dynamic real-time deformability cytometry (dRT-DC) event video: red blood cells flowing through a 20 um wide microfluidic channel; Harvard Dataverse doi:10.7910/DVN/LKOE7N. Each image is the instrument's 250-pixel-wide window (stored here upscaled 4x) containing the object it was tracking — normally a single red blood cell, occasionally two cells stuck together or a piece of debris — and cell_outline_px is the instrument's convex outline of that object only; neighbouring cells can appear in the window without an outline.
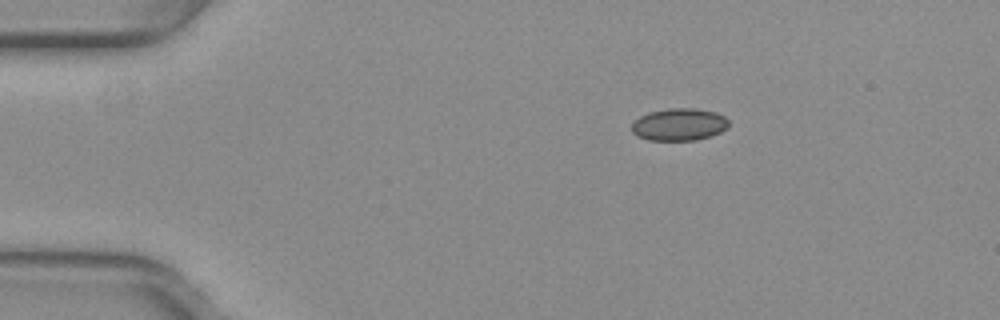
{"species": "common noctule bat (a hibernating species)", "species_latin": "Nyctalus noctula", "temperature_condition": "warm", "stored_images_in_passage": 44, "camera_frame_rate_fps": 3000, "um_per_image_px": 0.085, "animal": {"sex": "female", "body_mass_g": 29.2, "forearm_length_mm": 56.3}, "frame": {"image": 1, "passage_image": 1, "time_ms": 0.0, "image_size_px": [1000, 320], "cell_outline_px": [[728, 128], [720, 132], [696, 140], [648, 140], [636, 136], [632, 132], [632, 124], [640, 116], [648, 112], [668, 108], [696, 108], [716, 112], [724, 116], [728, 120]], "centroid_in_image_um": [57.72, 10.57], "position_along_channel_um": 27.3, "area_um2": 18.32}}
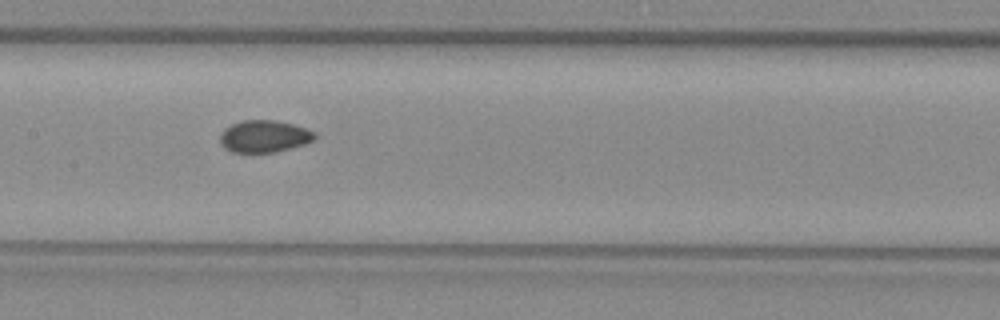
{"frame": {"image": 2, "passage_image": 18, "time_ms": 5.667, "image_size_px": [1000, 320], "cell_outline_px": [[316, 136], [312, 140], [304, 144], [276, 152], [232, 152], [224, 148], [220, 140], [220, 136], [224, 128], [240, 120], [276, 120], [292, 124], [304, 128], [312, 132]], "centroid_in_image_um": [22.41, 11.58], "position_along_channel_um": 185.0, "area_um2": 17.51}}
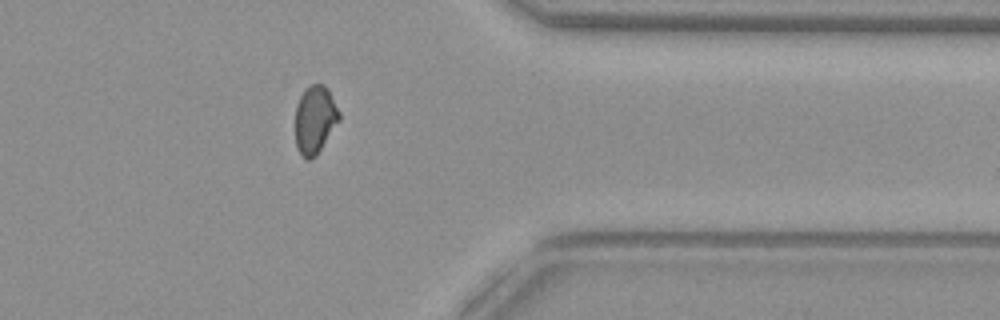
{"frame": {"image": 3, "passage_image": 34, "time_ms": 11.0, "image_size_px": [1000, 320], "cell_outline_px": [[340, 120], [316, 156], [312, 160], [304, 160], [296, 148], [296, 104], [304, 88], [308, 84], [324, 84], [328, 88], [340, 112]], "centroid_in_image_um": [26.77, 10.17], "position_along_channel_um": 384.6, "area_um2": 17.74}, "authors_computed_cell_mechanics": {"area_um2": 17.918, "velocity_mm_per_s": 3.9891, "shape_relaxation_time_tau1_ms": null, "shape_relaxation_time_tau2_ms": 1.6771, "deformation_change_tau1": null, "deformation_change_tau2": 0.0543}}